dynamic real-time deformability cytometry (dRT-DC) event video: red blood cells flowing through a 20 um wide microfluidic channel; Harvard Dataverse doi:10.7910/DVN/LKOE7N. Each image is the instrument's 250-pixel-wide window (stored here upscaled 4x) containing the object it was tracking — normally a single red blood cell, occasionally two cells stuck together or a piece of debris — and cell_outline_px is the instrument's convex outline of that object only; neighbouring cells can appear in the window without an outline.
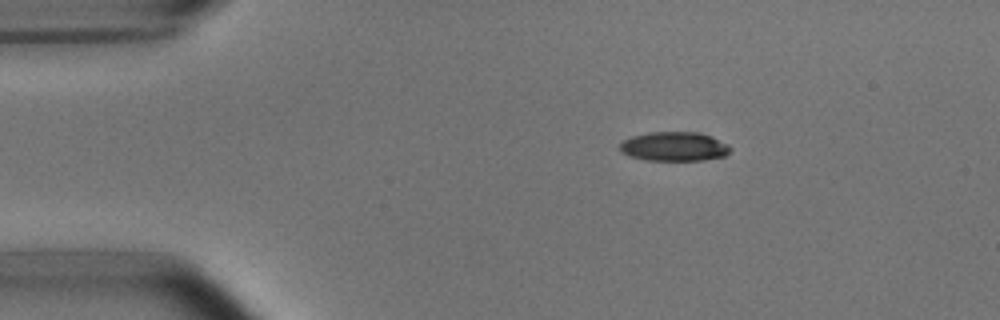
{"species": "common noctule bat (a hibernating species)", "species_latin": "Nyctalus noctula", "temperature_condition": "room temperature", "stored_images_in_passage": 43, "camera_frame_rate_fps": 3000, "um_per_image_px": 0.085, "animal": {"sex": "male", "body_mass_g": 15.6}, "frame": {"image": 1, "passage_image": 1, "time_ms": 0.0, "image_size_px": [1000, 320], "cell_outline_px": [[732, 148], [724, 156], [704, 160], [644, 160], [628, 156], [620, 152], [620, 144], [624, 140], [632, 136], [648, 132], [696, 132], [712, 136], [728, 144]], "centroid_in_image_um": [57.29, 12.45], "position_along_channel_um": 27.7, "area_um2": 18.9}}
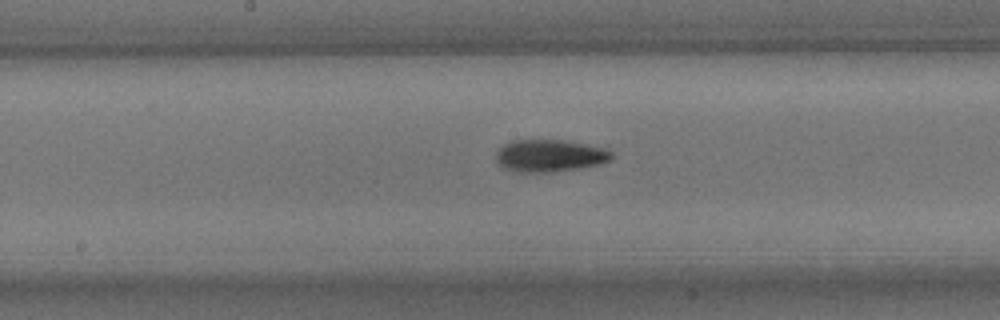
{"frame": {"image": 2, "passage_image": 19, "time_ms": 6.0, "image_size_px": [1000, 320], "cell_outline_px": [[612, 156], [608, 160], [600, 164], [580, 168], [552, 172], [520, 172], [504, 168], [496, 160], [496, 152], [504, 144], [512, 140], [564, 140], [608, 148], [612, 152]], "centroid_in_image_um": [46.74, 13.23], "position_along_channel_um": 201.5, "area_um2": 21.73}}
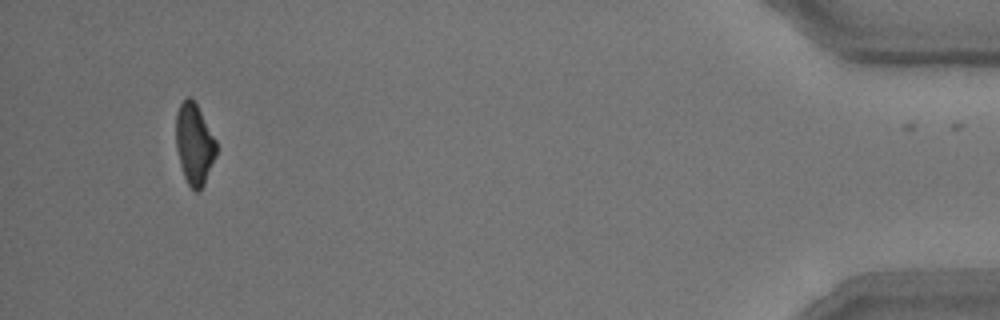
{"frame": {"image": 3, "passage_image": 42, "time_ms": 13.667, "image_size_px": [1000, 320], "cell_outline_px": [[216, 156], [204, 184], [196, 192], [188, 184], [184, 176], [180, 164], [176, 148], [176, 116], [180, 104], [188, 96], [196, 104], [216, 140]], "centroid_in_image_um": [16.51, 12.26], "position_along_channel_um": 418.7, "area_um2": 18.73}, "authors_computed_cell_mechanics": {"area_um2": 20.519, "velocity_mm_per_s": 3.7989, "shape_relaxation_time_tau1_ms": 3.9833, "shape_relaxation_time_tau2_ms": 7.0288, "deformation_change_tau1": 0.1695, "deformation_change_tau2": 0.1703}}